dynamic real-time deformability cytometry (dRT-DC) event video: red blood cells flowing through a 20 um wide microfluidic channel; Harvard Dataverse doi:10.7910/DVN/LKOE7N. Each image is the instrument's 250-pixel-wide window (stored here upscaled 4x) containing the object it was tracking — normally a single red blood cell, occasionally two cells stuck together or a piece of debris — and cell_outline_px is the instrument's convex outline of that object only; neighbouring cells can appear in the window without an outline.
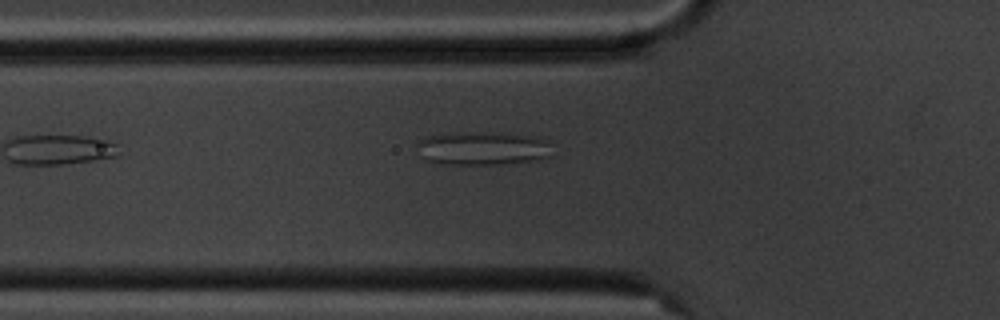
{"species": "common noctule bat (a hibernating species)", "species_latin": "Nyctalus noctula", "temperature_condition": "cold", "stored_images_in_passage": 2, "camera_frame_rate_fps": 3000, "um_per_image_px": 0.085, "animal": {"sex": "male", "body_mass_g": 20.1, "forearm_length_mm": 53.5}, "frame": {"image": 1, "passage_image": 2, "time_ms": 1.333, "image_size_px": [1000, 320], "cell_outline_px": [[548, 156], [540, 160], [496, 164], [440, 164], [428, 160], [420, 156], [416, 144], [424, 136], [456, 132], [504, 132], [540, 136], [548, 144]], "centroid_in_image_um": [40.98, 12.58], "position_along_channel_um": 84.8, "area_um2": 26.7}}